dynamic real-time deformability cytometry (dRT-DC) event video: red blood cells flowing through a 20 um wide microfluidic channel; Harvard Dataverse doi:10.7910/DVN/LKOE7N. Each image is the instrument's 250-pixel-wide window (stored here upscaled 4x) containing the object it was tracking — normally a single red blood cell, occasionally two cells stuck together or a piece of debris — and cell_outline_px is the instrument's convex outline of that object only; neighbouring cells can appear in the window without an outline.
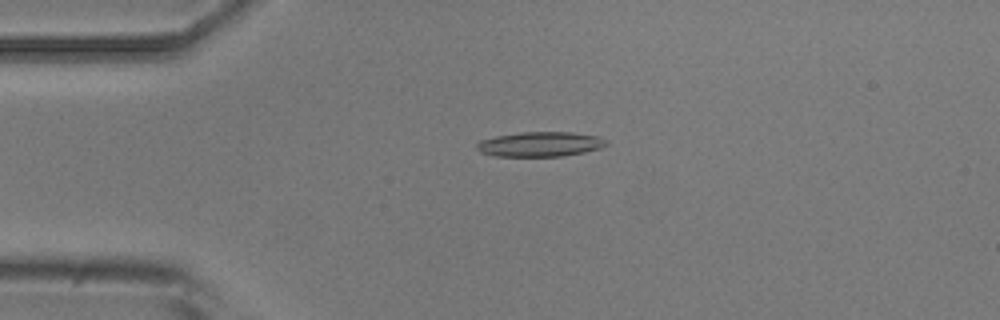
{"species": "common noctule bat (a hibernating species)", "species_latin": "Nyctalus noctula", "temperature_condition": "room temperature", "stored_images_in_passage": 5, "camera_frame_rate_fps": 3000, "um_per_image_px": 0.085, "animal": {"sex": "male", "body_mass_g": 20.5, "forearm_length_mm": 52.5}, "frame": {"image": 1, "passage_image": 3, "time_ms": 2.333, "image_size_px": [1000, 320], "cell_outline_px": [[608, 144], [600, 148], [584, 152], [560, 156], [496, 156], [480, 152], [476, 148], [476, 144], [480, 140], [496, 136], [520, 132], [572, 132], [600, 136], [608, 140]], "centroid_in_image_um": [45.93, 12.25], "position_along_channel_um": 39.1, "area_um2": 18.79}}
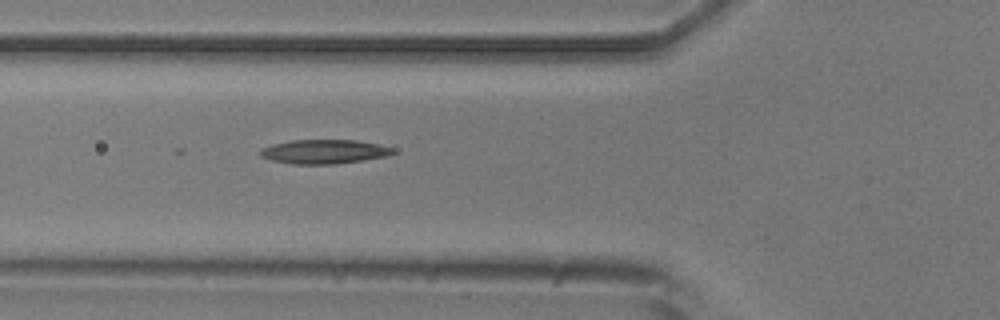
{"frame": {"image": 2, "passage_image": 5, "time_ms": 4.667, "image_size_px": [1000, 320], "cell_outline_px": [[396, 152], [388, 156], [336, 164], [292, 164], [272, 160], [260, 156], [260, 148], [272, 144], [292, 140], [356, 140], [380, 144], [392, 148]], "centroid_in_image_um": [27.55, 12.89], "position_along_channel_um": 98.2, "area_um2": 18.73}}